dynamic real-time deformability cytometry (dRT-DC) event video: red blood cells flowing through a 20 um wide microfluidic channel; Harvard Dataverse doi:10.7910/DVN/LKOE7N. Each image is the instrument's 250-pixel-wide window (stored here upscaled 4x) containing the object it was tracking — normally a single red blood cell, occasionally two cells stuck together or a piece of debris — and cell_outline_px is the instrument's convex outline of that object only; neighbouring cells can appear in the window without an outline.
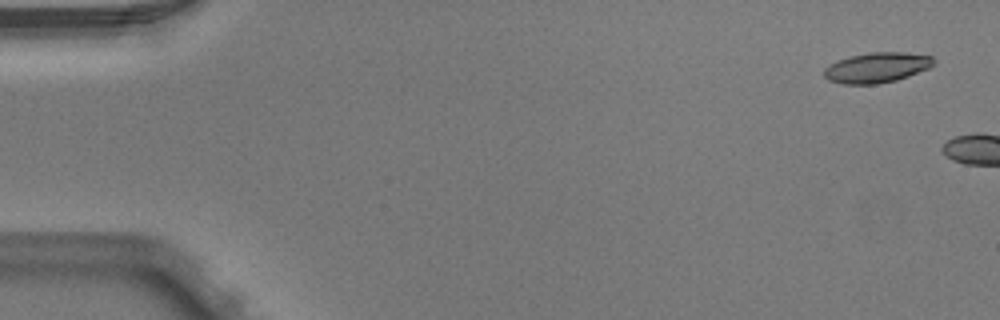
{"species": "Egyptian fruit bat (a non-hibernating species)", "species_latin": "Rousettus aegyptiacus", "temperature_condition": "warm", "stored_images_in_passage": 2, "camera_frame_rate_fps": 3000, "um_per_image_px": 0.085, "animal": {"sex": "male"}, "frame": {"image": 1, "passage_image": 1, "time_ms": 0.0, "image_size_px": [1000, 320], "cell_outline_px": [[936, 64], [928, 68], [908, 76], [896, 80], [876, 84], [844, 84], [828, 80], [824, 76], [824, 68], [836, 60], [848, 56], [868, 52], [908, 52], [932, 56], [936, 60]], "centroid_in_image_um": [74.54, 5.73], "position_along_channel_um": 10.5, "area_um2": 19.54}}